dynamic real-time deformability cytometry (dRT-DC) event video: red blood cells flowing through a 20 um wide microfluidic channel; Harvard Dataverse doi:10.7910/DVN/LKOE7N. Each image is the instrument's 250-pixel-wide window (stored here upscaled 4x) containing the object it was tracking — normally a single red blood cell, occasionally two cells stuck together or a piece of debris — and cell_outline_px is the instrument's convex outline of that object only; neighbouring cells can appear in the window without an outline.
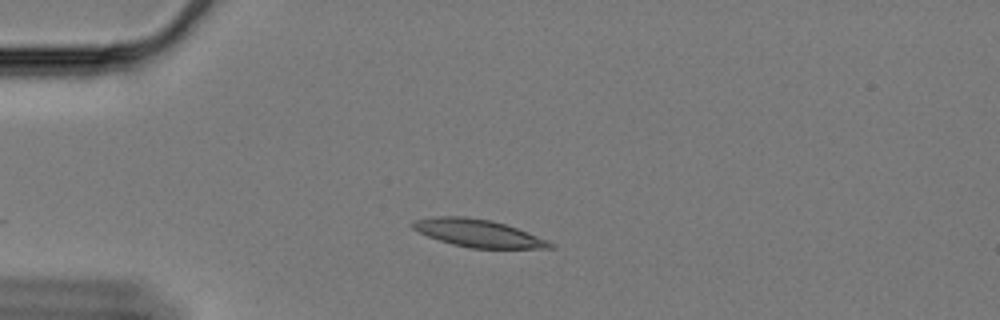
{"species": "Egyptian fruit bat (a non-hibernating species)", "species_latin": "Rousettus aegyptiacus", "temperature_condition": "cold", "stored_images_in_passage": 48, "camera_frame_rate_fps": 3000, "um_per_image_px": 0.085, "animal": {"sex": "female"}, "frame": {"image": 1, "passage_image": 3, "time_ms": 0.667, "image_size_px": [1000, 320], "cell_outline_px": [[556, 248], [472, 248], [452, 244], [416, 232], [408, 224], [412, 220], [436, 216], [464, 216], [492, 220], [528, 232], [548, 240], [556, 244]], "centroid_in_image_um": [40.61, 19.81], "position_along_channel_um": 44.4, "area_um2": 22.25}}
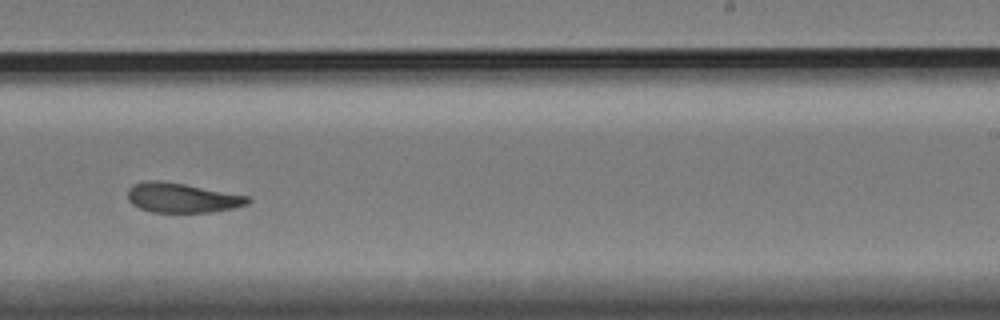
{"frame": {"image": 2, "passage_image": 26, "time_ms": 8.333, "image_size_px": [1000, 320], "cell_outline_px": [[252, 200], [248, 204], [232, 208], [212, 212], [152, 212], [140, 208], [132, 204], [128, 200], [128, 188], [132, 184], [144, 180], [156, 180], [184, 184], [248, 196]], "centroid_in_image_um": [15.44, 16.81], "position_along_channel_um": 273.6, "area_um2": 20.69}}
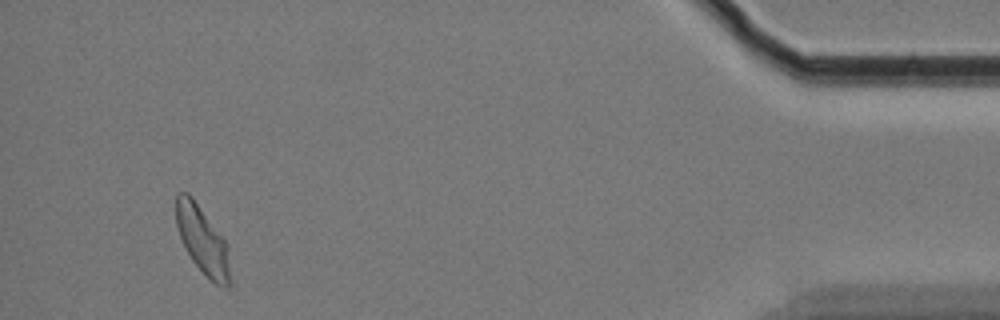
{"frame": {"image": 3, "passage_image": 45, "time_ms": 14.667, "image_size_px": [1000, 320], "cell_outline_px": [[228, 288], [224, 288], [216, 284], [192, 260], [180, 236], [176, 224], [176, 192], [188, 192], [192, 196], [228, 244]], "centroid_in_image_um": [17.19, 20.34], "position_along_channel_um": 418.0, "area_um2": 20.69}, "authors_computed_cell_mechanics": {"area_um2": 21.3282, "velocity_mm_per_s": 3.2969, "shape_relaxation_time_tau1_ms": 10.2429, "shape_relaxation_time_tau2_ms": 5.1375, "deformation_change_tau1": 0.223, "deformation_change_tau2": 0.1239}}